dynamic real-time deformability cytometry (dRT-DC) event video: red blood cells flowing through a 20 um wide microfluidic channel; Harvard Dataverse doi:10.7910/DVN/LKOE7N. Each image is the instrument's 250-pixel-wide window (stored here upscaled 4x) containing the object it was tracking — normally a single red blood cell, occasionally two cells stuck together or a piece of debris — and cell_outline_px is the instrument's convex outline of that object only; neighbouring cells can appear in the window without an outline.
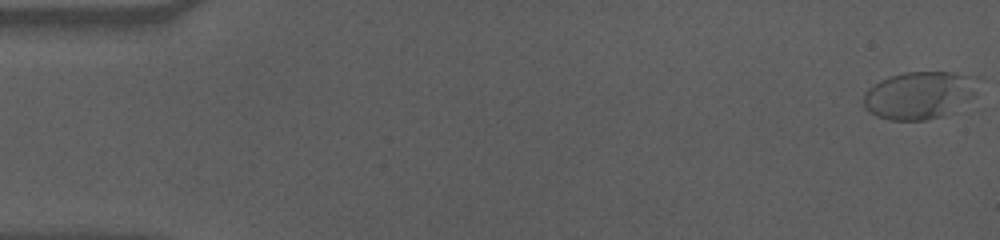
{"species": "human", "species_latin": "Homo sapiens", "temperature_condition": "cold", "stored_images_in_passage": 58, "camera_frame_rate_fps": 3000, "um_per_image_px": 0.085, "donor": {"sex": "male"}, "frame": {"image": 1, "passage_image": 1, "time_ms": 0.0, "image_size_px": [1000, 240], "cell_outline_px": [[980, 76], [976, 96], [952, 112], [944, 116], [924, 120], [888, 120], [876, 116], [864, 108], [864, 92], [868, 88], [880, 80], [904, 72], [952, 72]], "centroid_in_image_um": [78.2, 8.08], "position_along_channel_um": 6.8, "area_um2": 32.31}}
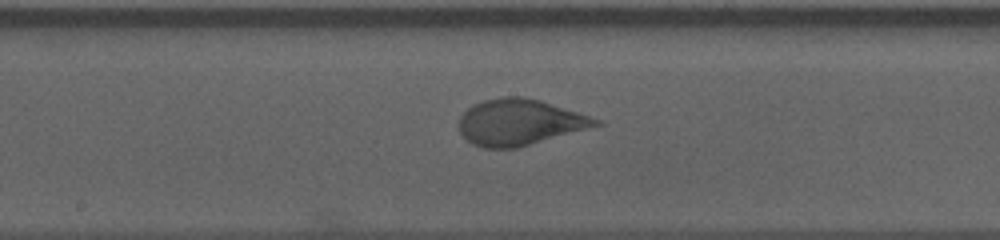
{"frame": {"image": 2, "passage_image": 31, "time_ms": 10.0, "image_size_px": [1000, 240], "cell_outline_px": [[604, 124], [516, 148], [484, 148], [472, 144], [460, 132], [460, 116], [472, 104], [484, 100], [504, 96], [524, 96], [540, 100], [600, 120]], "centroid_in_image_um": [44.14, 10.38], "position_along_channel_um": 204.1, "area_um2": 36.36}}
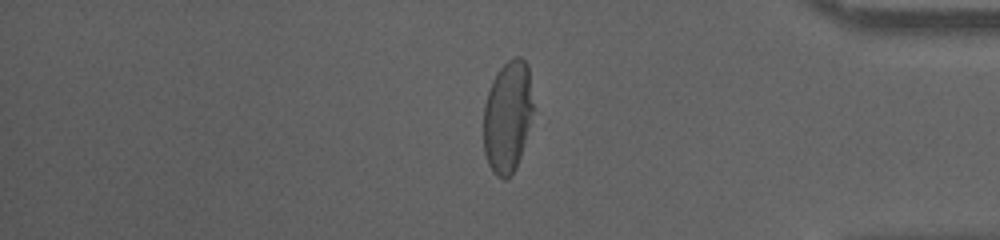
{"frame": {"image": 3, "passage_image": 49, "time_ms": 16.0, "image_size_px": [1000, 240], "cell_outline_px": [[532, 112], [520, 156], [516, 168], [504, 180], [496, 176], [492, 172], [488, 164], [484, 152], [484, 104], [492, 80], [496, 72], [508, 60], [516, 56], [520, 56], [528, 64], [532, 104]], "centroid_in_image_um": [43.11, 9.9], "position_along_channel_um": 392.1, "area_um2": 32.02}, "authors_computed_cell_mechanics": {"area_um2": 34.5355, "velocity_mm_per_s": 3.5294, "shape_relaxation_time_tau1_ms": 5.4142, "shape_relaxation_time_tau2_ms": null, "deformation_change_tau1": 0.1915, "deformation_change_tau2": null}}